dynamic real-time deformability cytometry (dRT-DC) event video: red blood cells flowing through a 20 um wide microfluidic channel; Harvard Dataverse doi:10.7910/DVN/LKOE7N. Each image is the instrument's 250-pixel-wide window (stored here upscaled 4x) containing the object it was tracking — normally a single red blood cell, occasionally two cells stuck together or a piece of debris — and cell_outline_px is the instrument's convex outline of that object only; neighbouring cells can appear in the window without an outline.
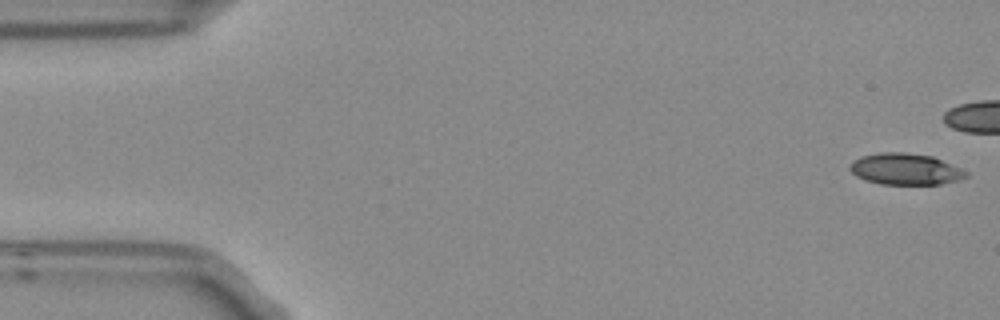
{"species": "Egyptian fruit bat (a non-hibernating species)", "species_latin": "Rousettus aegyptiacus", "temperature_condition": "room temperature", "stored_images_in_passage": 6, "camera_frame_rate_fps": 3000, "um_per_image_px": 0.085, "frame": {"image": 1, "passage_image": 1, "time_ms": 0.0, "image_size_px": [1000, 320], "cell_outline_px": [[968, 176], [956, 180], [940, 184], [880, 184], [864, 180], [856, 176], [848, 168], [852, 160], [860, 156], [880, 152], [900, 152], [932, 156], [960, 168], [968, 172]], "centroid_in_image_um": [76.9, 14.37], "position_along_channel_um": 8.1, "area_um2": 21.21}}